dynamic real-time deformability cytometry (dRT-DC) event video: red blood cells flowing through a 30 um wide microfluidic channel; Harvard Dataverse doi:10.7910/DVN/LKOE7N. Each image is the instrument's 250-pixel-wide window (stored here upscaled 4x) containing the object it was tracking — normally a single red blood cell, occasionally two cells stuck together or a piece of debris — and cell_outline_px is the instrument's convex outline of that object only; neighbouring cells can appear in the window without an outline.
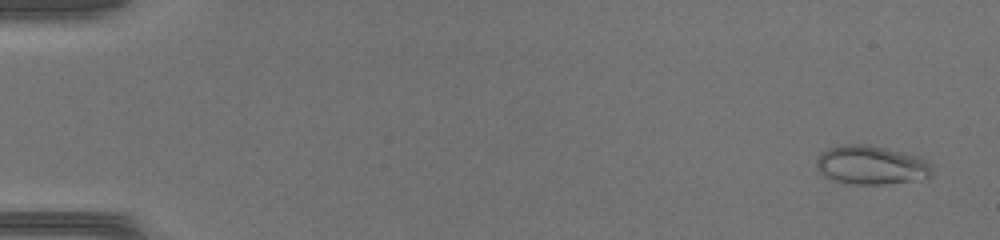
{"species": "common noctule bat (a hibernating species)", "species_latin": "Nyctalus noctula", "temperature_condition": "warm", "stored_images_in_passage": 47, "camera_frame_rate_fps": 3000, "um_per_image_px": 0.085, "animal": {"sex": "female", "body_mass_g": 17.0, "forearm_length_mm": 48.0}, "frame": {"image": 1, "passage_image": 3, "time_ms": 0.667, "image_size_px": [1000, 240], "cell_outline_px": [[932, 176], [884, 184], [848, 184], [832, 180], [824, 176], [816, 168], [816, 160], [828, 148], [844, 144], [868, 144], [916, 156], [924, 160], [932, 168]], "centroid_in_image_um": [73.98, 14.03], "position_along_channel_um": 11.0, "area_um2": 25.72}}
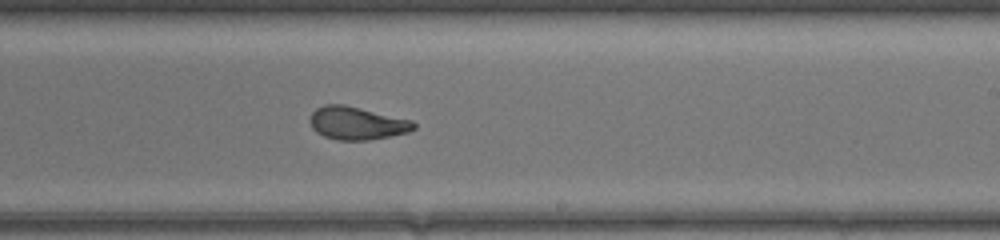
{"frame": {"image": 2, "passage_image": 30, "time_ms": 9.667, "image_size_px": [1000, 240], "cell_outline_px": [[416, 128], [408, 132], [368, 140], [336, 140], [324, 136], [316, 132], [312, 128], [308, 120], [308, 116], [316, 108], [324, 104], [344, 104], [412, 120], [416, 124]], "centroid_in_image_um": [30.29, 10.46], "position_along_channel_um": 258.7, "area_um2": 20.06}}
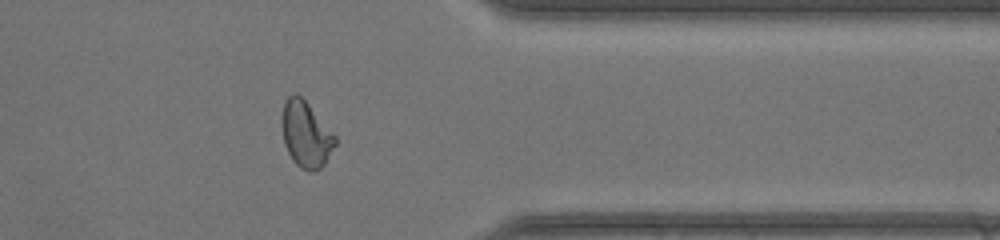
{"frame": {"image": 3, "passage_image": 39, "time_ms": 12.667, "image_size_px": [1000, 240], "cell_outline_px": [[336, 144], [324, 164], [320, 168], [312, 172], [300, 168], [292, 160], [284, 144], [280, 124], [280, 120], [284, 100], [292, 92], [296, 92], [308, 104], [336, 136]], "centroid_in_image_um": [25.96, 11.4], "position_along_channel_um": 385.4, "area_um2": 20.69}}